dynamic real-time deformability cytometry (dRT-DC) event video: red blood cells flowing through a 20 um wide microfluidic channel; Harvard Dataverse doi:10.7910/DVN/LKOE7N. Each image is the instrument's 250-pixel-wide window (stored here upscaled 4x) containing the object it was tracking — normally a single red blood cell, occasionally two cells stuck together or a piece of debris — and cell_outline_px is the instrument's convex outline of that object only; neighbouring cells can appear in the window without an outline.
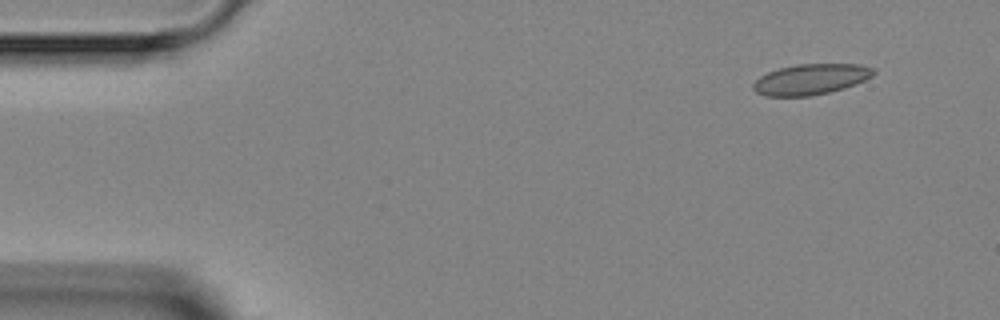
{"species": "Egyptian fruit bat (a non-hibernating species)", "species_latin": "Rousettus aegyptiacus", "temperature_condition": "room temperature", "stored_images_in_passage": 4, "camera_frame_rate_fps": 3000, "um_per_image_px": 0.085, "animal": {"sex": "female"}, "frame": {"image": 1, "passage_image": 1, "time_ms": 0.0, "image_size_px": [1000, 320], "cell_outline_px": [[876, 72], [872, 76], [856, 84], [844, 88], [812, 96], [764, 96], [756, 92], [752, 88], [752, 84], [760, 76], [768, 72], [780, 68], [796, 64], [860, 64], [876, 68]], "centroid_in_image_um": [68.93, 6.74], "position_along_channel_um": 16.1, "area_um2": 21.62}}